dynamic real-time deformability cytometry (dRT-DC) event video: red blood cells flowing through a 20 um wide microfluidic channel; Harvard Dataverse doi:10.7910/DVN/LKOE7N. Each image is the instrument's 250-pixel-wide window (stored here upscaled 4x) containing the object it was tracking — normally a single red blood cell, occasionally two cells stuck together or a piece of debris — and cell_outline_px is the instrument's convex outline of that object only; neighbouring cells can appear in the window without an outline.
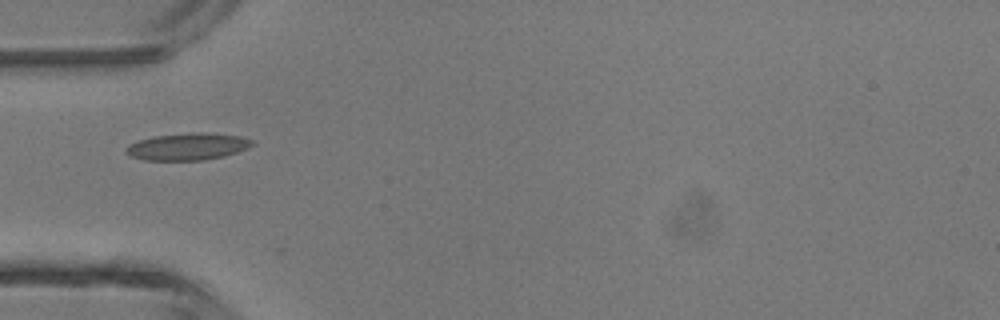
{"species": "common noctule bat (a hibernating species)", "species_latin": "Nyctalus noctula", "temperature_condition": "room temperature", "stored_images_in_passage": 3, "camera_frame_rate_fps": 3000, "um_per_image_px": 0.085, "animal": {"sex": "male", "body_mass_g": 13.3}, "frame": {"image": 1, "passage_image": 1, "time_ms": 0.0, "image_size_px": [1000, 320], "cell_outline_px": [[256, 144], [248, 148], [224, 156], [204, 160], [144, 160], [132, 156], [124, 152], [124, 148], [128, 144], [152, 136], [192, 132], [208, 132], [240, 136], [252, 140]], "centroid_in_image_um": [15.95, 12.45], "position_along_channel_um": 69.1, "area_um2": 20.06}}